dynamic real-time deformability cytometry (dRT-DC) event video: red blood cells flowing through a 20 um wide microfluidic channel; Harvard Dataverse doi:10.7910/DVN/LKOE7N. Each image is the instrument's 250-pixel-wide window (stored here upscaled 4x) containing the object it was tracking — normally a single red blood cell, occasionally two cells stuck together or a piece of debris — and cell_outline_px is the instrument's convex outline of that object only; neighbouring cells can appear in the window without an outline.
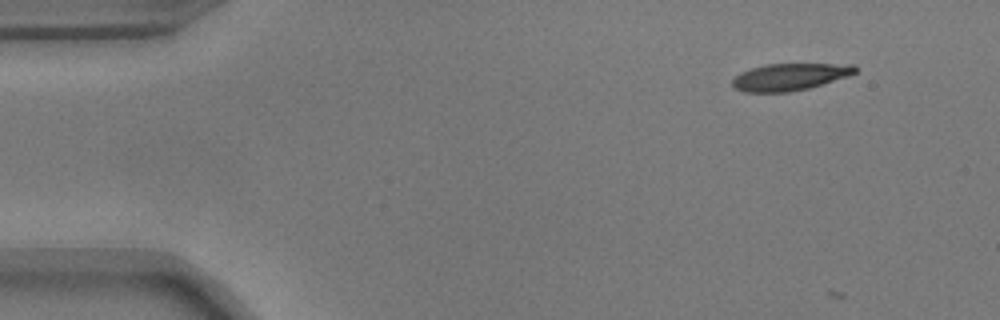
{"species": "common noctule bat (a hibernating species)", "species_latin": "Nyctalus noctula", "temperature_condition": "warm", "stored_images_in_passage": 2, "camera_frame_rate_fps": 3000, "um_per_image_px": 0.085, "animal": {"sex": "male", "body_mass_g": 17.9}, "frame": {"image": 1, "passage_image": 1, "time_ms": 0.0, "image_size_px": [1000, 320], "cell_outline_px": [[856, 72], [848, 76], [808, 88], [788, 92], [744, 92], [736, 88], [732, 84], [732, 80], [740, 72], [764, 64], [856, 64]], "centroid_in_image_um": [67.12, 6.53], "position_along_channel_um": 17.9, "area_um2": 19.19}}